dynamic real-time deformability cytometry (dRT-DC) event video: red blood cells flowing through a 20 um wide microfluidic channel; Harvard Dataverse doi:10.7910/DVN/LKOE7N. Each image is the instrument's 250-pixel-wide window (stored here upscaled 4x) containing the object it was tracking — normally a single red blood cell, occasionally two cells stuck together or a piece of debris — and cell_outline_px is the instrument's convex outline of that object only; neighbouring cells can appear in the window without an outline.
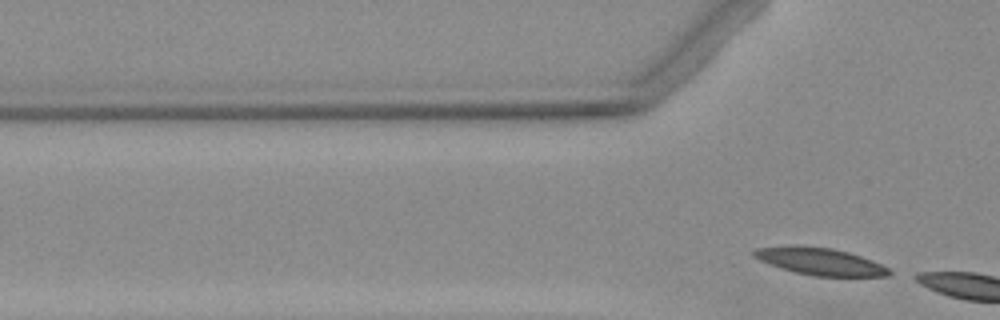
{"species": "Egyptian fruit bat (a non-hibernating species)", "species_latin": "Rousettus aegyptiacus", "temperature_condition": "warm", "stored_images_in_passage": 3, "segment_of_instrument_passage": [2, 2], "camera_frame_rate_fps": 3000, "um_per_image_px": 0.085, "animal": {"sex": "female"}, "frame": {"image": 1, "passage_image": 3, "time_ms": 2.667, "image_size_px": [1000, 320], "cell_outline_px": [[892, 272], [888, 276], [812, 276], [780, 268], [760, 260], [752, 256], [752, 252], [756, 248], [832, 248], [848, 252], [872, 260], [888, 268]], "centroid_in_image_um": [69.78, 22.27], "position_along_channel_um": 56.0, "area_um2": 20.4}}